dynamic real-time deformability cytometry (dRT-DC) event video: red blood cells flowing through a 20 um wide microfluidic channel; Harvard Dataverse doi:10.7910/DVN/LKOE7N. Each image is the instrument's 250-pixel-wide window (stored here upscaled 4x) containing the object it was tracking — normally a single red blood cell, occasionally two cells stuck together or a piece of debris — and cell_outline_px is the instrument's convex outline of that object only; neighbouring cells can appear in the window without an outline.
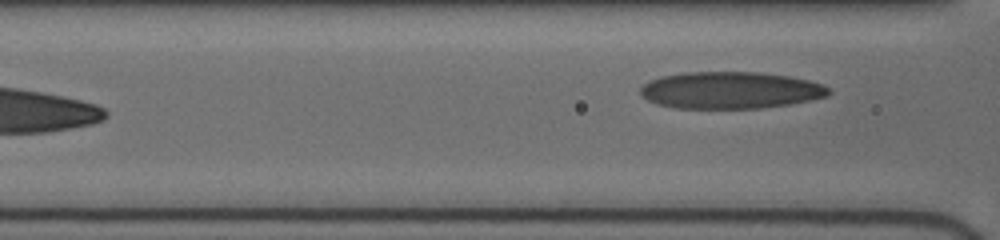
{"species": "human", "species_latin": "Homo sapiens", "temperature_condition": "cold", "stored_images_in_passage": 17, "camera_frame_rate_fps": 3000, "um_per_image_px": 0.085, "donor": {"sex": "female"}, "frame": {"image": 1, "passage_image": 17, "time_ms": 9.0, "image_size_px": [1000, 240], "cell_outline_px": [[832, 92], [828, 96], [788, 104], [760, 108], [676, 108], [656, 104], [640, 96], [640, 88], [648, 80], [660, 76], [684, 72], [760, 72], [788, 76], [808, 80], [824, 84]], "centroid_in_image_um": [62.05, 7.66], "position_along_channel_um": 104.6, "area_um2": 40.69}}